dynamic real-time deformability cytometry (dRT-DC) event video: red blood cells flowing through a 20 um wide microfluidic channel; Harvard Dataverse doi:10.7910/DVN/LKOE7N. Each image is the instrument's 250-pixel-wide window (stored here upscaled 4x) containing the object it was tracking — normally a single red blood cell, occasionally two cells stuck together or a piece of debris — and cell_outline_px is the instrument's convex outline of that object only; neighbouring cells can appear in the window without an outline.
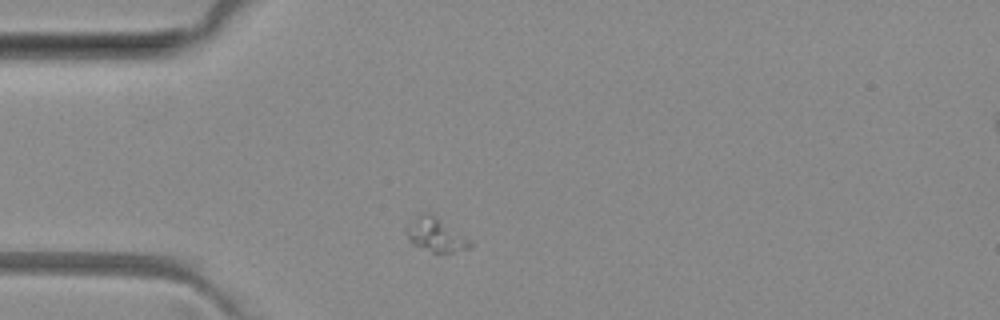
{"species": "common noctule bat (a hibernating species)", "species_latin": "Nyctalus noctula", "temperature_condition": "room temperature", "stored_images_in_passage": 6, "camera_frame_rate_fps": 3000, "um_per_image_px": 0.085, "animal": {"sex": "female", "body_mass_g": 29.2, "forearm_length_mm": 56.3}, "frame": {"image": 1, "passage_image": 5, "time_ms": 5.667, "image_size_px": [1000, 320], "cell_outline_px": [[472, 248], [452, 252], [432, 252], [412, 244], [408, 240], [404, 228], [420, 212], [432, 212], [468, 240], [472, 244]], "centroid_in_image_um": [36.97, 19.93], "position_along_channel_um": 48.0, "area_um2": 12.54}}